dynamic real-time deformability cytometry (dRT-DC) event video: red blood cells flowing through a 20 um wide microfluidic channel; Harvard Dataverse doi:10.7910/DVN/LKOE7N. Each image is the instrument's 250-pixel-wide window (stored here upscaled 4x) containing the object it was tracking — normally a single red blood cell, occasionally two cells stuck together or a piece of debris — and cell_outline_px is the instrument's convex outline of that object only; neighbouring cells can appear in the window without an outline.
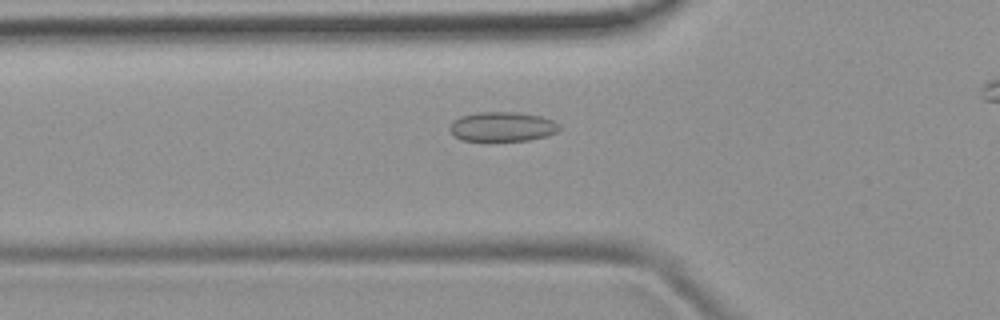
{"species": "common noctule bat (a hibernating species)", "species_latin": "Nyctalus noctula", "temperature_condition": "room temperature", "stored_images_in_passage": 43, "camera_frame_rate_fps": 3000, "um_per_image_px": 0.085, "animal": {"sex": "female", "body_mass_g": 19.9}, "frame": {"image": 1, "passage_image": 15, "time_ms": 4.667, "image_size_px": [1000, 320], "cell_outline_px": [[560, 128], [556, 132], [544, 136], [528, 140], [460, 140], [452, 136], [448, 128], [460, 116], [476, 112], [516, 112], [540, 116], [552, 120], [560, 124]], "centroid_in_image_um": [42.67, 10.76], "position_along_channel_um": 83.1, "area_um2": 18.73}}
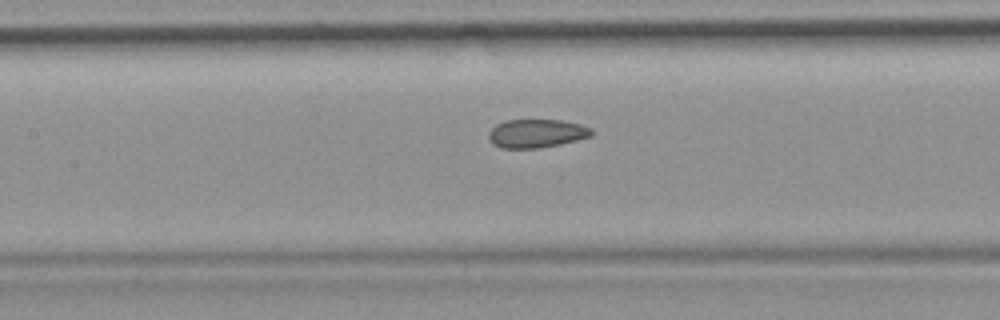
{"frame": {"image": 2, "passage_image": 21, "time_ms": 6.667, "image_size_px": [1000, 320], "cell_outline_px": [[596, 132], [592, 136], [560, 144], [540, 148], [500, 148], [492, 144], [488, 136], [488, 132], [496, 124], [504, 120], [560, 120], [580, 124], [592, 128]], "centroid_in_image_um": [45.61, 11.34], "position_along_channel_um": 161.8, "area_um2": 17.28}}
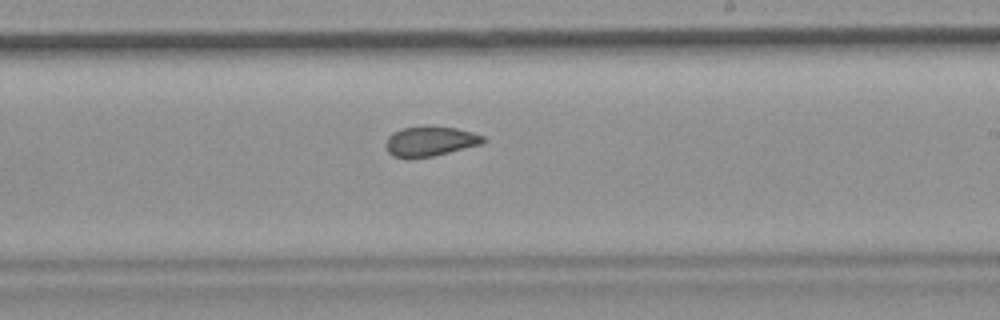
{"frame": {"image": 3, "passage_image": 28, "time_ms": 9.0, "image_size_px": [1000, 320], "cell_outline_px": [[488, 140], [480, 144], [432, 156], [392, 156], [388, 152], [384, 144], [388, 136], [392, 132], [404, 128], [456, 128], [472, 132], [484, 136]], "centroid_in_image_um": [36.56, 12.01], "position_along_channel_um": 252.4, "area_um2": 16.13}, "authors_computed_cell_mechanics": {"area_um2": 17.918, "velocity_mm_per_s": 3.9104, "shape_relaxation_time_tau1_ms": null, "shape_relaxation_time_tau2_ms": 2.6359, "deformation_change_tau1": null, "deformation_change_tau2": 0.0519}}